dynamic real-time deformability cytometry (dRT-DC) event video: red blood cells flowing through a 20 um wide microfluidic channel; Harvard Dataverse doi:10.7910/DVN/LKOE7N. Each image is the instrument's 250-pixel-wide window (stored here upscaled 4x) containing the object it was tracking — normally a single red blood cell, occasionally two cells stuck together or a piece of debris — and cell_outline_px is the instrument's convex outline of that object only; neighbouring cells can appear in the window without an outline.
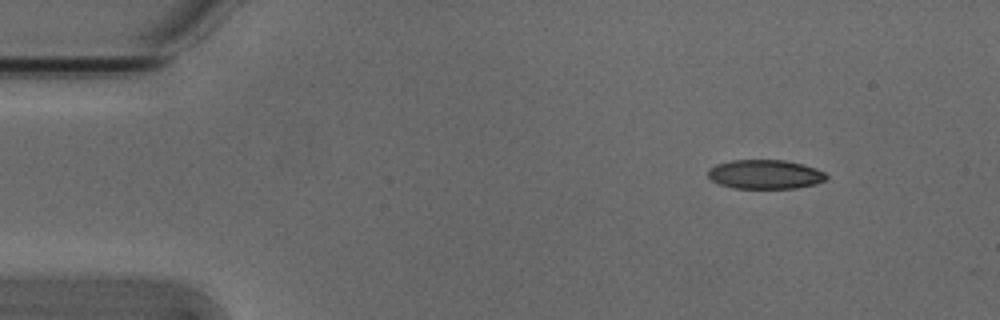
{"species": "Egyptian fruit bat (a non-hibernating species)", "species_latin": "Rousettus aegyptiacus", "temperature_condition": "cold", "stored_images_in_passage": 5, "segment_of_instrument_passage": [2, 2], "camera_frame_rate_fps": 3000, "um_per_image_px": 0.085, "animal": {"sex": "male"}, "frame": {"image": 1, "passage_image": 5, "time_ms": 1.333, "image_size_px": [1000, 320], "cell_outline_px": [[828, 176], [824, 180], [816, 184], [796, 188], [732, 188], [720, 184], [712, 180], [708, 176], [708, 168], [716, 164], [732, 160], [784, 160], [804, 164], [816, 168], [824, 172]], "centroid_in_image_um": [65.03, 14.81], "position_along_channel_um": 20.0, "area_um2": 20.17}}